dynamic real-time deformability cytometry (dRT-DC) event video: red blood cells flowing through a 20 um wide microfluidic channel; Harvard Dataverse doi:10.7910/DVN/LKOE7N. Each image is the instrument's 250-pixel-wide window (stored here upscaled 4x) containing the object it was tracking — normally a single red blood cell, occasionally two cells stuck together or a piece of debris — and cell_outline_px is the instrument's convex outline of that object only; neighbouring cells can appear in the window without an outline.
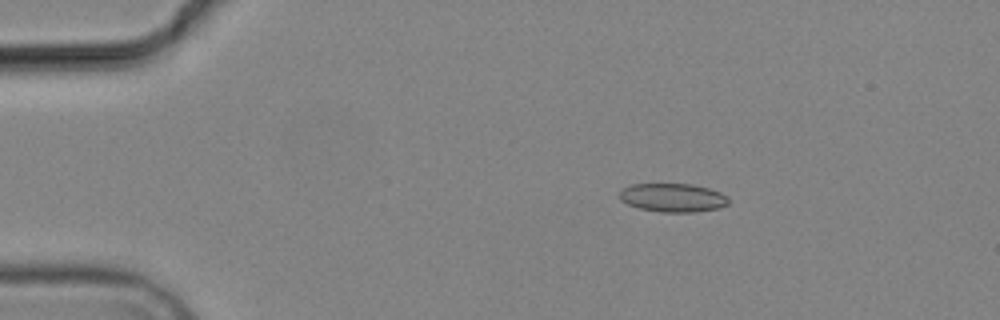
{"species": "common noctule bat (a hibernating species)", "species_latin": "Nyctalus noctula", "temperature_condition": "cold", "stored_images_in_passage": 5, "camera_frame_rate_fps": 3000, "um_per_image_px": 0.085, "animal": {"sex": "male", "body_mass_g": 19.2, "forearm_length_mm": 51.8}, "frame": {"image": 1, "passage_image": 3, "time_ms": 3.0, "image_size_px": [1000, 320], "cell_outline_px": [[728, 204], [720, 208], [692, 212], [660, 212], [640, 208], [628, 204], [620, 200], [620, 192], [624, 188], [632, 184], [692, 184], [708, 188], [720, 192], [728, 196]], "centroid_in_image_um": [57.21, 16.8], "position_along_channel_um": 27.8, "area_um2": 18.09}}
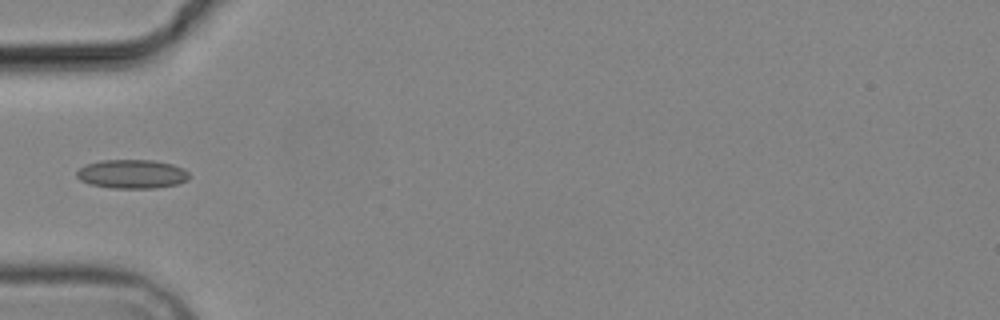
{"frame": {"image": 2, "passage_image": 5, "time_ms": 6.0, "image_size_px": [1000, 320], "cell_outline_px": [[192, 176], [188, 180], [176, 184], [156, 188], [112, 188], [92, 184], [80, 180], [76, 176], [76, 172], [80, 168], [88, 164], [100, 160], [152, 160], [172, 164], [184, 168]], "centroid_in_image_um": [11.26, 14.79], "position_along_channel_um": 73.7, "area_um2": 18.96}}